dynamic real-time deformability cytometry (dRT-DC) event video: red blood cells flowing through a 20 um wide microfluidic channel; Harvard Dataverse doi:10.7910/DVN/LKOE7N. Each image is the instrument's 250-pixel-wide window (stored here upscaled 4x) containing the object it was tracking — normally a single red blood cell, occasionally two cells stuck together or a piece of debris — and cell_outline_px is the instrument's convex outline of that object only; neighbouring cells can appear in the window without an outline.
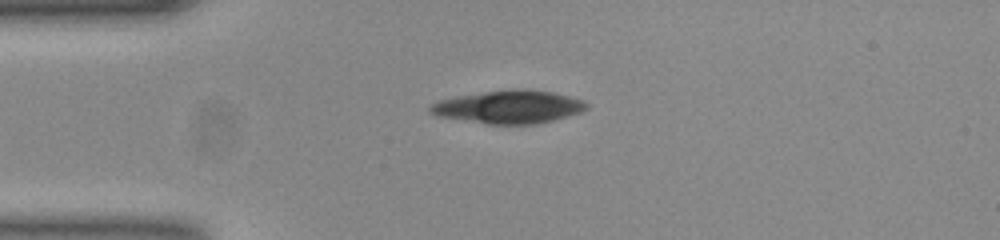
{"species": "common noctule bat (a hibernating species)", "species_latin": "Nyctalus noctula", "temperature_condition": "room temperature", "stored_images_in_passage": 45, "camera_frame_rate_fps": 3000, "um_per_image_px": 0.085, "animal": {"sex": "female", "body_mass_g": 23.0, "forearm_length_mm": 53.4}, "frame": {"image": 1, "passage_image": 1, "time_ms": 0.0, "image_size_px": [1000, 240], "cell_outline_px": [[588, 108], [580, 112], [552, 120], [536, 124], [488, 124], [440, 116], [428, 112], [428, 108], [432, 104], [440, 100], [460, 96], [484, 92], [552, 92], [584, 100], [588, 104]], "centroid_in_image_um": [43.25, 9.13], "position_along_channel_um": 41.7, "area_um2": 28.67}}
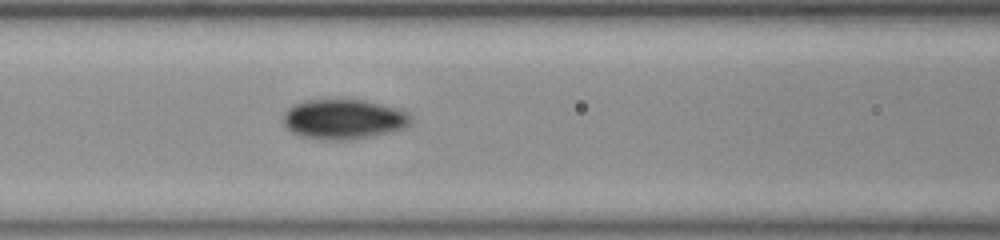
{"frame": {"image": 2, "passage_image": 11, "time_ms": 3.333, "image_size_px": [1000, 240], "cell_outline_px": [[412, 124], [404, 128], [392, 132], [376, 136], [352, 140], [316, 140], [300, 136], [292, 132], [284, 124], [284, 112], [292, 104], [304, 100], [340, 96], [364, 100], [400, 108], [408, 112], [412, 116]], "centroid_in_image_um": [29.23, 10.1], "position_along_channel_um": 137.4, "area_um2": 31.21}}
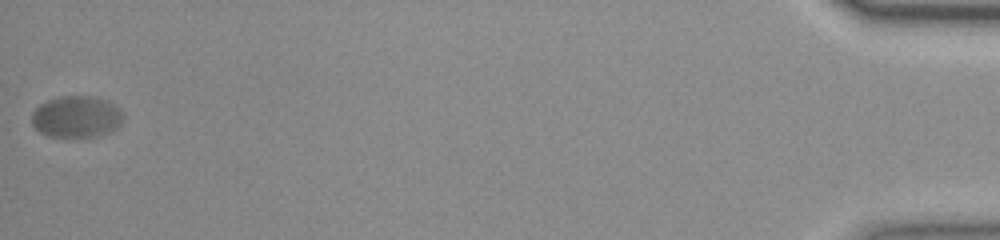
{"frame": {"image": 3, "passage_image": 45, "time_ms": 14.667, "image_size_px": [1000, 240], "cell_outline_px": [[124, 116], [120, 124], [112, 132], [96, 136], [48, 136], [40, 132], [32, 124], [32, 112], [40, 104], [48, 100], [60, 96], [92, 96], [116, 104], [120, 108]], "centroid_in_image_um": [6.52, 9.91], "position_along_channel_um": 428.7, "area_um2": 22.2}}